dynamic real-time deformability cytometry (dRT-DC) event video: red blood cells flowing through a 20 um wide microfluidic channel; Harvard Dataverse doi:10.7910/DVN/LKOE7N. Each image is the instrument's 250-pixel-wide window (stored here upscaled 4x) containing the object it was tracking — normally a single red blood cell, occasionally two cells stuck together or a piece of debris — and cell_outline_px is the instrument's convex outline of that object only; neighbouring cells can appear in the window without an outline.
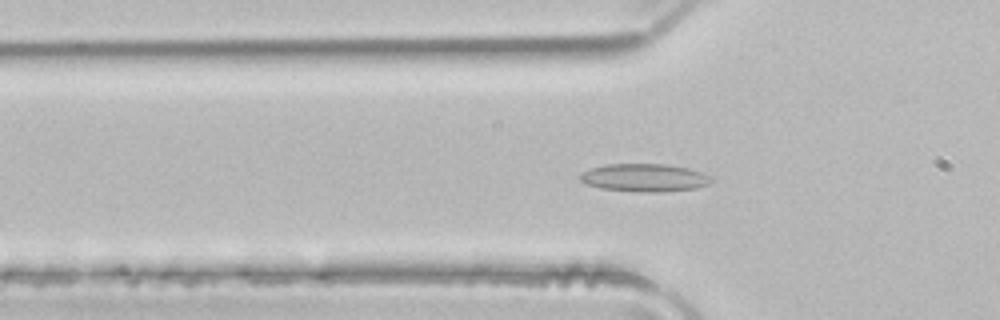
{"species": "common noctule bat (a hibernating species)", "species_latin": "Nyctalus noctula", "temperature_condition": "room temperature", "stored_images_in_passage": 50, "camera_frame_rate_fps": 3000, "um_per_image_px": 0.085, "animal": {"sex": "male", "body_mass_g": 21.5, "forearm_length_mm": 52.0}, "frame": {"image": 1, "passage_image": 16, "time_ms": 5.0, "image_size_px": [1000, 320], "cell_outline_px": [[712, 180], [708, 184], [696, 188], [660, 192], [640, 192], [600, 188], [588, 184], [580, 180], [580, 176], [584, 172], [592, 168], [604, 164], [664, 164], [688, 168], [712, 176]], "centroid_in_image_um": [54.8, 15.1], "position_along_channel_um": 71.0, "area_um2": 21.15}}
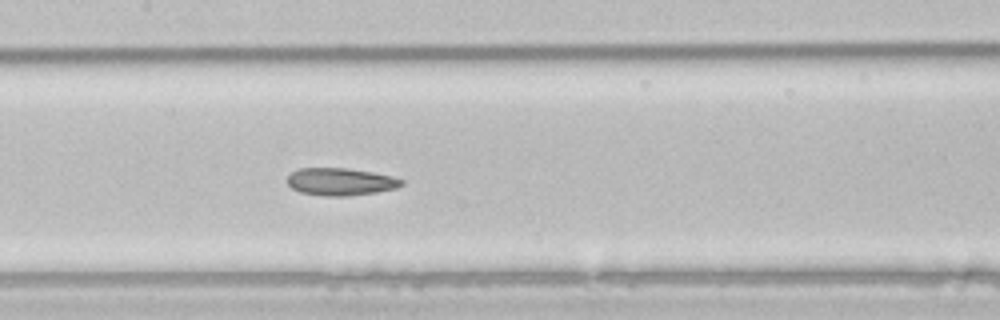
{"frame": {"image": 2, "passage_image": 24, "time_ms": 7.667, "image_size_px": [1000, 320], "cell_outline_px": [[404, 184], [396, 188], [376, 192], [348, 196], [324, 196], [300, 192], [292, 188], [288, 184], [288, 176], [292, 172], [300, 168], [348, 168], [372, 172], [392, 176], [404, 180]], "centroid_in_image_um": [28.96, 15.44], "position_along_channel_um": 178.4, "area_um2": 18.26}}
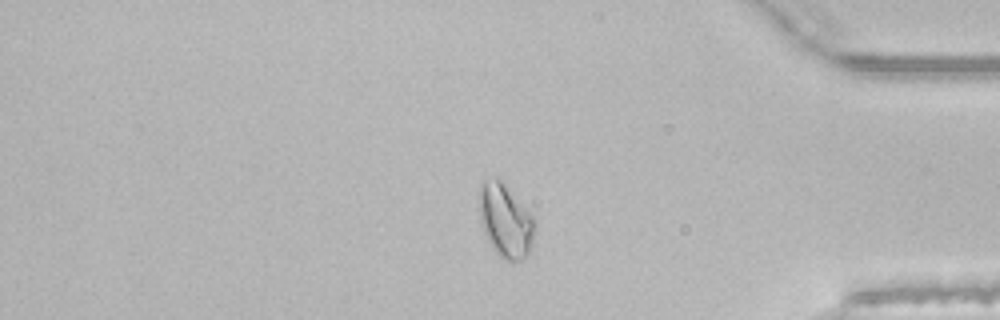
{"frame": {"image": 3, "passage_image": 42, "time_ms": 13.667, "image_size_px": [1000, 320], "cell_outline_px": [[536, 220], [532, 248], [528, 256], [520, 260], [504, 260], [492, 248], [484, 232], [480, 220], [480, 184], [484, 180], [496, 176], [504, 184]], "centroid_in_image_um": [42.98, 18.78], "position_along_channel_um": 392.2, "area_um2": 23.64}, "authors_computed_cell_mechanics": {"area_um2": 20.9525, "velocity_mm_per_s": 4.0039, "shape_relaxation_time_tau1_ms": null, "shape_relaxation_time_tau2_ms": 2.5704, "deformation_change_tau1": null, "deformation_change_tau2": 0.0962}}